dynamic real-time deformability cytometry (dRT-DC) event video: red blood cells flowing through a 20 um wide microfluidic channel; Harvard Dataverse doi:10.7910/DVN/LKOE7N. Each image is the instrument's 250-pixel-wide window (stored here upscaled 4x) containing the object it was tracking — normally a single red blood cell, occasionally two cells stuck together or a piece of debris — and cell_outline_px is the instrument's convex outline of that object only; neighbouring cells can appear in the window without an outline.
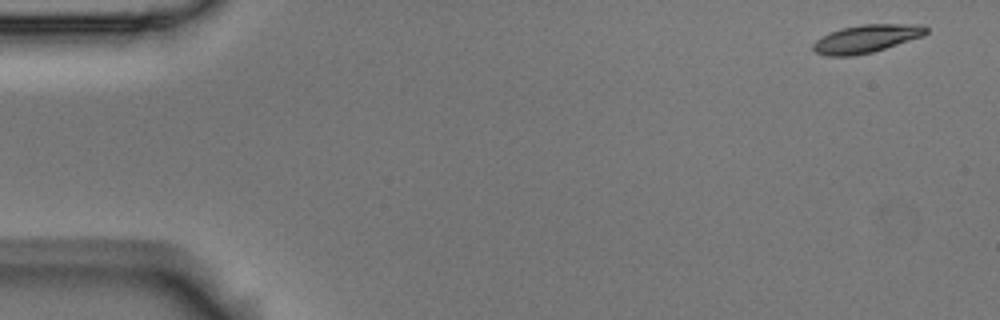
{"species": "Egyptian fruit bat (a non-hibernating species)", "species_latin": "Rousettus aegyptiacus", "temperature_condition": "room temperature", "stored_images_in_passage": 4, "camera_frame_rate_fps": 3000, "um_per_image_px": 0.085, "animal": {"sex": "male"}, "frame": {"image": 1, "passage_image": 1, "time_ms": 0.0, "image_size_px": [1000, 320], "cell_outline_px": [[928, 32], [924, 36], [872, 52], [852, 56], [828, 56], [816, 52], [812, 48], [812, 44], [816, 40], [840, 28], [860, 24], [924, 24], [928, 28]], "centroid_in_image_um": [73.68, 3.28], "position_along_channel_um": 11.3, "area_um2": 18.44}}
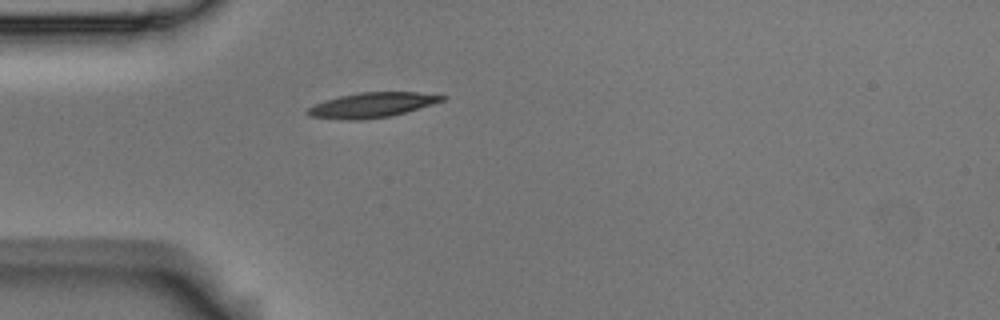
{"frame": {"image": 2, "passage_image": 4, "time_ms": 1.0, "image_size_px": [1000, 320], "cell_outline_px": [[448, 96], [444, 100], [432, 104], [392, 116], [360, 120], [348, 120], [308, 116], [304, 112], [308, 108], [324, 100], [340, 96], [360, 92], [416, 92]], "centroid_in_image_um": [31.59, 8.93], "position_along_channel_um": 53.4, "area_um2": 19.48}}